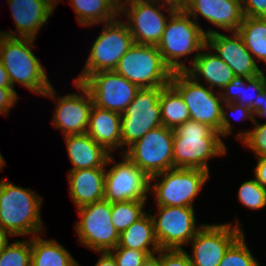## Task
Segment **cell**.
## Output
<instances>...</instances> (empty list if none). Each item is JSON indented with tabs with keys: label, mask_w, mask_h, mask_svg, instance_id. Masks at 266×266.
Masks as SVG:
<instances>
[{
	"label": "cell",
	"mask_w": 266,
	"mask_h": 266,
	"mask_svg": "<svg viewBox=\"0 0 266 266\" xmlns=\"http://www.w3.org/2000/svg\"><path fill=\"white\" fill-rule=\"evenodd\" d=\"M8 233L0 229V253L4 250L5 246L9 243Z\"/></svg>",
	"instance_id": "cell-47"
},
{
	"label": "cell",
	"mask_w": 266,
	"mask_h": 266,
	"mask_svg": "<svg viewBox=\"0 0 266 266\" xmlns=\"http://www.w3.org/2000/svg\"><path fill=\"white\" fill-rule=\"evenodd\" d=\"M231 116L235 120L250 119L252 122H254L255 120L254 113L248 107L237 104L236 102H232V103L223 102L221 121H220V136L221 137H227L228 135H231L233 132L232 127L234 126H232V123L229 119V118H232Z\"/></svg>",
	"instance_id": "cell-36"
},
{
	"label": "cell",
	"mask_w": 266,
	"mask_h": 266,
	"mask_svg": "<svg viewBox=\"0 0 266 266\" xmlns=\"http://www.w3.org/2000/svg\"><path fill=\"white\" fill-rule=\"evenodd\" d=\"M6 164L4 157L2 156L1 152H0V171H3V167Z\"/></svg>",
	"instance_id": "cell-48"
},
{
	"label": "cell",
	"mask_w": 266,
	"mask_h": 266,
	"mask_svg": "<svg viewBox=\"0 0 266 266\" xmlns=\"http://www.w3.org/2000/svg\"><path fill=\"white\" fill-rule=\"evenodd\" d=\"M121 114L93 105L87 134L109 153L122 149ZM121 147V148H120Z\"/></svg>",
	"instance_id": "cell-24"
},
{
	"label": "cell",
	"mask_w": 266,
	"mask_h": 266,
	"mask_svg": "<svg viewBox=\"0 0 266 266\" xmlns=\"http://www.w3.org/2000/svg\"><path fill=\"white\" fill-rule=\"evenodd\" d=\"M170 84L184 99L190 119L207 124L220 134L223 105L220 92L196 82L185 71L173 72Z\"/></svg>",
	"instance_id": "cell-11"
},
{
	"label": "cell",
	"mask_w": 266,
	"mask_h": 266,
	"mask_svg": "<svg viewBox=\"0 0 266 266\" xmlns=\"http://www.w3.org/2000/svg\"><path fill=\"white\" fill-rule=\"evenodd\" d=\"M254 178L266 189V157L257 158V163L254 168Z\"/></svg>",
	"instance_id": "cell-41"
},
{
	"label": "cell",
	"mask_w": 266,
	"mask_h": 266,
	"mask_svg": "<svg viewBox=\"0 0 266 266\" xmlns=\"http://www.w3.org/2000/svg\"><path fill=\"white\" fill-rule=\"evenodd\" d=\"M205 224L189 242L192 266H218L230 245L244 232L241 224Z\"/></svg>",
	"instance_id": "cell-15"
},
{
	"label": "cell",
	"mask_w": 266,
	"mask_h": 266,
	"mask_svg": "<svg viewBox=\"0 0 266 266\" xmlns=\"http://www.w3.org/2000/svg\"><path fill=\"white\" fill-rule=\"evenodd\" d=\"M109 253L115 259L117 266H141L148 257L145 251L124 247H115Z\"/></svg>",
	"instance_id": "cell-37"
},
{
	"label": "cell",
	"mask_w": 266,
	"mask_h": 266,
	"mask_svg": "<svg viewBox=\"0 0 266 266\" xmlns=\"http://www.w3.org/2000/svg\"><path fill=\"white\" fill-rule=\"evenodd\" d=\"M32 38L0 36V61L15 83L26 87L30 92L56 99V90L49 82L45 66L32 51Z\"/></svg>",
	"instance_id": "cell-1"
},
{
	"label": "cell",
	"mask_w": 266,
	"mask_h": 266,
	"mask_svg": "<svg viewBox=\"0 0 266 266\" xmlns=\"http://www.w3.org/2000/svg\"><path fill=\"white\" fill-rule=\"evenodd\" d=\"M266 118V86L254 100V117Z\"/></svg>",
	"instance_id": "cell-42"
},
{
	"label": "cell",
	"mask_w": 266,
	"mask_h": 266,
	"mask_svg": "<svg viewBox=\"0 0 266 266\" xmlns=\"http://www.w3.org/2000/svg\"><path fill=\"white\" fill-rule=\"evenodd\" d=\"M230 33L228 36L216 29H207L206 45L232 69L235 76L253 78L266 71L259 68L238 32Z\"/></svg>",
	"instance_id": "cell-17"
},
{
	"label": "cell",
	"mask_w": 266,
	"mask_h": 266,
	"mask_svg": "<svg viewBox=\"0 0 266 266\" xmlns=\"http://www.w3.org/2000/svg\"><path fill=\"white\" fill-rule=\"evenodd\" d=\"M71 5L81 26L104 24L120 16V0H71Z\"/></svg>",
	"instance_id": "cell-26"
},
{
	"label": "cell",
	"mask_w": 266,
	"mask_h": 266,
	"mask_svg": "<svg viewBox=\"0 0 266 266\" xmlns=\"http://www.w3.org/2000/svg\"><path fill=\"white\" fill-rule=\"evenodd\" d=\"M42 202V196L31 189L1 179L0 229L9 237L46 234L40 212Z\"/></svg>",
	"instance_id": "cell-2"
},
{
	"label": "cell",
	"mask_w": 266,
	"mask_h": 266,
	"mask_svg": "<svg viewBox=\"0 0 266 266\" xmlns=\"http://www.w3.org/2000/svg\"><path fill=\"white\" fill-rule=\"evenodd\" d=\"M185 72L198 83L201 79L204 80L206 86L212 90L217 87L220 89L219 92L235 77L232 69L213 51L211 52L207 45L202 48L194 63Z\"/></svg>",
	"instance_id": "cell-22"
},
{
	"label": "cell",
	"mask_w": 266,
	"mask_h": 266,
	"mask_svg": "<svg viewBox=\"0 0 266 266\" xmlns=\"http://www.w3.org/2000/svg\"><path fill=\"white\" fill-rule=\"evenodd\" d=\"M77 261L58 241L31 236V266H75Z\"/></svg>",
	"instance_id": "cell-28"
},
{
	"label": "cell",
	"mask_w": 266,
	"mask_h": 266,
	"mask_svg": "<svg viewBox=\"0 0 266 266\" xmlns=\"http://www.w3.org/2000/svg\"><path fill=\"white\" fill-rule=\"evenodd\" d=\"M205 45L206 35L202 27L185 10H176L166 24L157 49L172 72H182L189 66L180 59L196 53L190 61L192 65Z\"/></svg>",
	"instance_id": "cell-4"
},
{
	"label": "cell",
	"mask_w": 266,
	"mask_h": 266,
	"mask_svg": "<svg viewBox=\"0 0 266 266\" xmlns=\"http://www.w3.org/2000/svg\"><path fill=\"white\" fill-rule=\"evenodd\" d=\"M161 4L170 6L175 10H184V0H153Z\"/></svg>",
	"instance_id": "cell-46"
},
{
	"label": "cell",
	"mask_w": 266,
	"mask_h": 266,
	"mask_svg": "<svg viewBox=\"0 0 266 266\" xmlns=\"http://www.w3.org/2000/svg\"><path fill=\"white\" fill-rule=\"evenodd\" d=\"M184 10L199 24V15L220 29L237 32L244 18L241 0H191Z\"/></svg>",
	"instance_id": "cell-20"
},
{
	"label": "cell",
	"mask_w": 266,
	"mask_h": 266,
	"mask_svg": "<svg viewBox=\"0 0 266 266\" xmlns=\"http://www.w3.org/2000/svg\"><path fill=\"white\" fill-rule=\"evenodd\" d=\"M133 44L131 32L121 18L104 23L102 32L91 44L82 73L74 81L82 83L92 73L114 70Z\"/></svg>",
	"instance_id": "cell-7"
},
{
	"label": "cell",
	"mask_w": 266,
	"mask_h": 266,
	"mask_svg": "<svg viewBox=\"0 0 266 266\" xmlns=\"http://www.w3.org/2000/svg\"><path fill=\"white\" fill-rule=\"evenodd\" d=\"M99 259L95 266H117L115 259L109 252H99Z\"/></svg>",
	"instance_id": "cell-43"
},
{
	"label": "cell",
	"mask_w": 266,
	"mask_h": 266,
	"mask_svg": "<svg viewBox=\"0 0 266 266\" xmlns=\"http://www.w3.org/2000/svg\"><path fill=\"white\" fill-rule=\"evenodd\" d=\"M106 168L69 171V193L76 208L104 200Z\"/></svg>",
	"instance_id": "cell-21"
},
{
	"label": "cell",
	"mask_w": 266,
	"mask_h": 266,
	"mask_svg": "<svg viewBox=\"0 0 266 266\" xmlns=\"http://www.w3.org/2000/svg\"><path fill=\"white\" fill-rule=\"evenodd\" d=\"M243 15L247 17H266V0H241Z\"/></svg>",
	"instance_id": "cell-39"
},
{
	"label": "cell",
	"mask_w": 266,
	"mask_h": 266,
	"mask_svg": "<svg viewBox=\"0 0 266 266\" xmlns=\"http://www.w3.org/2000/svg\"><path fill=\"white\" fill-rule=\"evenodd\" d=\"M114 71L139 88H160L170 84L172 70L164 63L157 46L133 44Z\"/></svg>",
	"instance_id": "cell-6"
},
{
	"label": "cell",
	"mask_w": 266,
	"mask_h": 266,
	"mask_svg": "<svg viewBox=\"0 0 266 266\" xmlns=\"http://www.w3.org/2000/svg\"><path fill=\"white\" fill-rule=\"evenodd\" d=\"M209 176L210 172L201 169L174 167L150 177L149 194L157 206L194 207L193 201Z\"/></svg>",
	"instance_id": "cell-5"
},
{
	"label": "cell",
	"mask_w": 266,
	"mask_h": 266,
	"mask_svg": "<svg viewBox=\"0 0 266 266\" xmlns=\"http://www.w3.org/2000/svg\"><path fill=\"white\" fill-rule=\"evenodd\" d=\"M156 216L149 210L157 242L161 249H184L196 233L197 227L194 207L156 206Z\"/></svg>",
	"instance_id": "cell-13"
},
{
	"label": "cell",
	"mask_w": 266,
	"mask_h": 266,
	"mask_svg": "<svg viewBox=\"0 0 266 266\" xmlns=\"http://www.w3.org/2000/svg\"><path fill=\"white\" fill-rule=\"evenodd\" d=\"M0 87L12 88L9 74L7 73L1 61H0Z\"/></svg>",
	"instance_id": "cell-44"
},
{
	"label": "cell",
	"mask_w": 266,
	"mask_h": 266,
	"mask_svg": "<svg viewBox=\"0 0 266 266\" xmlns=\"http://www.w3.org/2000/svg\"><path fill=\"white\" fill-rule=\"evenodd\" d=\"M74 85L81 95L69 93L56 99L52 123L63 136L86 133L94 105L90 91L80 82L74 81Z\"/></svg>",
	"instance_id": "cell-18"
},
{
	"label": "cell",
	"mask_w": 266,
	"mask_h": 266,
	"mask_svg": "<svg viewBox=\"0 0 266 266\" xmlns=\"http://www.w3.org/2000/svg\"><path fill=\"white\" fill-rule=\"evenodd\" d=\"M159 105L162 125L167 128L174 129L190 119L184 99L171 84L160 87Z\"/></svg>",
	"instance_id": "cell-29"
},
{
	"label": "cell",
	"mask_w": 266,
	"mask_h": 266,
	"mask_svg": "<svg viewBox=\"0 0 266 266\" xmlns=\"http://www.w3.org/2000/svg\"><path fill=\"white\" fill-rule=\"evenodd\" d=\"M161 8L168 12L167 16ZM175 11L174 8L153 0H120L119 14H125L124 17L128 19L126 24L135 44L157 46Z\"/></svg>",
	"instance_id": "cell-8"
},
{
	"label": "cell",
	"mask_w": 266,
	"mask_h": 266,
	"mask_svg": "<svg viewBox=\"0 0 266 266\" xmlns=\"http://www.w3.org/2000/svg\"><path fill=\"white\" fill-rule=\"evenodd\" d=\"M266 86L265 72L260 75L248 78L235 76L220 92L223 102L244 105L254 113V100Z\"/></svg>",
	"instance_id": "cell-27"
},
{
	"label": "cell",
	"mask_w": 266,
	"mask_h": 266,
	"mask_svg": "<svg viewBox=\"0 0 266 266\" xmlns=\"http://www.w3.org/2000/svg\"><path fill=\"white\" fill-rule=\"evenodd\" d=\"M123 160L114 162V156L108 157L106 165L109 167L105 174V194L107 201L121 202L128 200H148L150 178L142 172L124 154ZM114 164V165H113Z\"/></svg>",
	"instance_id": "cell-14"
},
{
	"label": "cell",
	"mask_w": 266,
	"mask_h": 266,
	"mask_svg": "<svg viewBox=\"0 0 266 266\" xmlns=\"http://www.w3.org/2000/svg\"><path fill=\"white\" fill-rule=\"evenodd\" d=\"M68 157L73 167L69 171L106 168L111 155L102 145L97 144L87 133L64 136Z\"/></svg>",
	"instance_id": "cell-23"
},
{
	"label": "cell",
	"mask_w": 266,
	"mask_h": 266,
	"mask_svg": "<svg viewBox=\"0 0 266 266\" xmlns=\"http://www.w3.org/2000/svg\"><path fill=\"white\" fill-rule=\"evenodd\" d=\"M253 129L238 132L236 138L251 149L257 158L266 157V121L260 123L255 118Z\"/></svg>",
	"instance_id": "cell-35"
},
{
	"label": "cell",
	"mask_w": 266,
	"mask_h": 266,
	"mask_svg": "<svg viewBox=\"0 0 266 266\" xmlns=\"http://www.w3.org/2000/svg\"><path fill=\"white\" fill-rule=\"evenodd\" d=\"M0 266H31V238L8 243L0 253Z\"/></svg>",
	"instance_id": "cell-33"
},
{
	"label": "cell",
	"mask_w": 266,
	"mask_h": 266,
	"mask_svg": "<svg viewBox=\"0 0 266 266\" xmlns=\"http://www.w3.org/2000/svg\"><path fill=\"white\" fill-rule=\"evenodd\" d=\"M237 32L255 61L266 64V18L244 16Z\"/></svg>",
	"instance_id": "cell-30"
},
{
	"label": "cell",
	"mask_w": 266,
	"mask_h": 266,
	"mask_svg": "<svg viewBox=\"0 0 266 266\" xmlns=\"http://www.w3.org/2000/svg\"><path fill=\"white\" fill-rule=\"evenodd\" d=\"M160 88H140L121 114V144L130 147L148 131L162 125Z\"/></svg>",
	"instance_id": "cell-12"
},
{
	"label": "cell",
	"mask_w": 266,
	"mask_h": 266,
	"mask_svg": "<svg viewBox=\"0 0 266 266\" xmlns=\"http://www.w3.org/2000/svg\"><path fill=\"white\" fill-rule=\"evenodd\" d=\"M141 266H160V250L157 253L148 255Z\"/></svg>",
	"instance_id": "cell-45"
},
{
	"label": "cell",
	"mask_w": 266,
	"mask_h": 266,
	"mask_svg": "<svg viewBox=\"0 0 266 266\" xmlns=\"http://www.w3.org/2000/svg\"><path fill=\"white\" fill-rule=\"evenodd\" d=\"M82 84L90 91L95 106L120 114L140 89L114 70L92 73Z\"/></svg>",
	"instance_id": "cell-16"
},
{
	"label": "cell",
	"mask_w": 266,
	"mask_h": 266,
	"mask_svg": "<svg viewBox=\"0 0 266 266\" xmlns=\"http://www.w3.org/2000/svg\"><path fill=\"white\" fill-rule=\"evenodd\" d=\"M191 0H184V8L186 7V5L190 2Z\"/></svg>",
	"instance_id": "cell-49"
},
{
	"label": "cell",
	"mask_w": 266,
	"mask_h": 266,
	"mask_svg": "<svg viewBox=\"0 0 266 266\" xmlns=\"http://www.w3.org/2000/svg\"><path fill=\"white\" fill-rule=\"evenodd\" d=\"M116 247L145 251L148 255L157 253L161 248L155 236L151 214L146 212L121 232Z\"/></svg>",
	"instance_id": "cell-25"
},
{
	"label": "cell",
	"mask_w": 266,
	"mask_h": 266,
	"mask_svg": "<svg viewBox=\"0 0 266 266\" xmlns=\"http://www.w3.org/2000/svg\"><path fill=\"white\" fill-rule=\"evenodd\" d=\"M244 233L230 245L218 266H261L248 248Z\"/></svg>",
	"instance_id": "cell-32"
},
{
	"label": "cell",
	"mask_w": 266,
	"mask_h": 266,
	"mask_svg": "<svg viewBox=\"0 0 266 266\" xmlns=\"http://www.w3.org/2000/svg\"><path fill=\"white\" fill-rule=\"evenodd\" d=\"M147 200H128L111 203V220L119 234L141 218Z\"/></svg>",
	"instance_id": "cell-31"
},
{
	"label": "cell",
	"mask_w": 266,
	"mask_h": 266,
	"mask_svg": "<svg viewBox=\"0 0 266 266\" xmlns=\"http://www.w3.org/2000/svg\"><path fill=\"white\" fill-rule=\"evenodd\" d=\"M238 201L248 209L261 210L266 206V189L255 178L244 181L238 189Z\"/></svg>",
	"instance_id": "cell-34"
},
{
	"label": "cell",
	"mask_w": 266,
	"mask_h": 266,
	"mask_svg": "<svg viewBox=\"0 0 266 266\" xmlns=\"http://www.w3.org/2000/svg\"><path fill=\"white\" fill-rule=\"evenodd\" d=\"M174 131L163 125L148 131L124 154L149 178L173 168Z\"/></svg>",
	"instance_id": "cell-10"
},
{
	"label": "cell",
	"mask_w": 266,
	"mask_h": 266,
	"mask_svg": "<svg viewBox=\"0 0 266 266\" xmlns=\"http://www.w3.org/2000/svg\"><path fill=\"white\" fill-rule=\"evenodd\" d=\"M60 1L62 0H7L17 31H3L1 34L36 39L40 28L46 24Z\"/></svg>",
	"instance_id": "cell-19"
},
{
	"label": "cell",
	"mask_w": 266,
	"mask_h": 266,
	"mask_svg": "<svg viewBox=\"0 0 266 266\" xmlns=\"http://www.w3.org/2000/svg\"><path fill=\"white\" fill-rule=\"evenodd\" d=\"M173 131V168L201 169L209 172V160L227 153L219 132L207 124L189 119Z\"/></svg>",
	"instance_id": "cell-3"
},
{
	"label": "cell",
	"mask_w": 266,
	"mask_h": 266,
	"mask_svg": "<svg viewBox=\"0 0 266 266\" xmlns=\"http://www.w3.org/2000/svg\"><path fill=\"white\" fill-rule=\"evenodd\" d=\"M80 220L75 224L78 241L97 253L109 252L118 245L119 232L112 224L111 202L101 200L77 208Z\"/></svg>",
	"instance_id": "cell-9"
},
{
	"label": "cell",
	"mask_w": 266,
	"mask_h": 266,
	"mask_svg": "<svg viewBox=\"0 0 266 266\" xmlns=\"http://www.w3.org/2000/svg\"><path fill=\"white\" fill-rule=\"evenodd\" d=\"M160 266H192L185 249H160Z\"/></svg>",
	"instance_id": "cell-38"
},
{
	"label": "cell",
	"mask_w": 266,
	"mask_h": 266,
	"mask_svg": "<svg viewBox=\"0 0 266 266\" xmlns=\"http://www.w3.org/2000/svg\"><path fill=\"white\" fill-rule=\"evenodd\" d=\"M20 95L16 92L15 88H4L0 87V114L3 116L10 111V109L15 106Z\"/></svg>",
	"instance_id": "cell-40"
}]
</instances>
